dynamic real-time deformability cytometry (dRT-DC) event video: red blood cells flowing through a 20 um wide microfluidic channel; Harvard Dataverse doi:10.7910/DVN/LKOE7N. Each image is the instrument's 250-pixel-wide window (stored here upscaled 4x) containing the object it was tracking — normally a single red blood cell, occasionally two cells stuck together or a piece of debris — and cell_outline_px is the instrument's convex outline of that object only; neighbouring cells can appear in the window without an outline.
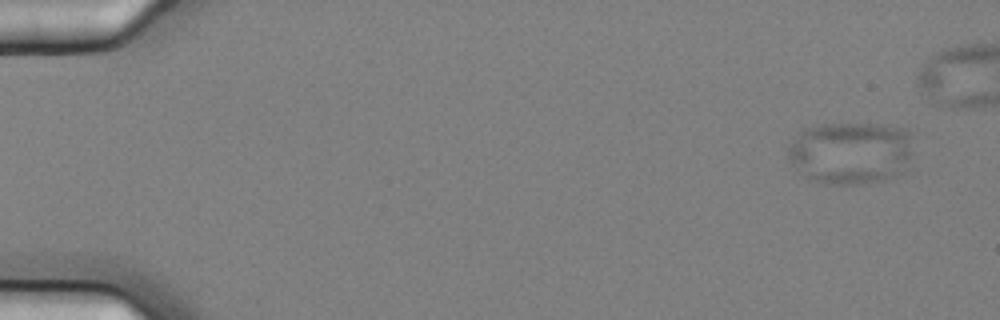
{"species": "common noctule bat (a hibernating species)", "species_latin": "Nyctalus noctula", "temperature_condition": "cold", "stored_images_in_passage": 14, "camera_frame_rate_fps": 3000, "um_per_image_px": 0.085, "animal": {"sex": "female", "body_mass_g": 25.1}, "frame": {"image": 1, "passage_image": 1, "time_ms": 0.0, "image_size_px": [1000, 320], "cell_outline_px": [[912, 168], [908, 172], [888, 180], [860, 184], [824, 184], [808, 180], [788, 160], [788, 148], [800, 132], [804, 128], [820, 124], [888, 124], [908, 128], [912, 132]], "centroid_in_image_um": [72.42, 13.0], "position_along_channel_um": 12.6, "area_um2": 47.28}}